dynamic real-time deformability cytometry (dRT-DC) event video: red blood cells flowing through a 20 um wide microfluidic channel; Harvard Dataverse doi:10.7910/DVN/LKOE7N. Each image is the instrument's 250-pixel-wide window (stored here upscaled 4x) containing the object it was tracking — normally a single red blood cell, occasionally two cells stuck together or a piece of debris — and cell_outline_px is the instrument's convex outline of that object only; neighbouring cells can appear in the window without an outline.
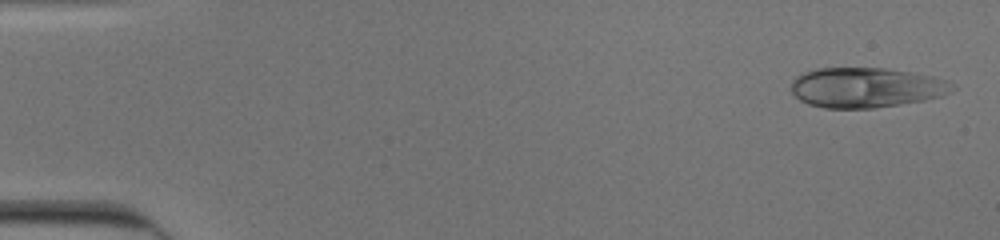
{"species": "human", "species_latin": "Homo sapiens", "temperature_condition": "cold", "stored_images_in_passage": 51, "camera_frame_rate_fps": 3000, "um_per_image_px": 0.085, "donor": {"sex": "male"}, "frame": {"image": 1, "passage_image": 2, "time_ms": 0.333, "image_size_px": [1000, 240], "cell_outline_px": [[956, 88], [944, 96], [924, 100], [900, 104], [872, 108], [824, 108], [808, 104], [800, 100], [792, 92], [792, 80], [796, 76], [804, 72], [816, 68], [884, 68], [912, 72], [936, 76], [948, 80], [956, 84]], "centroid_in_image_um": [73.67, 7.43], "position_along_channel_um": 11.3, "area_um2": 37.92}}
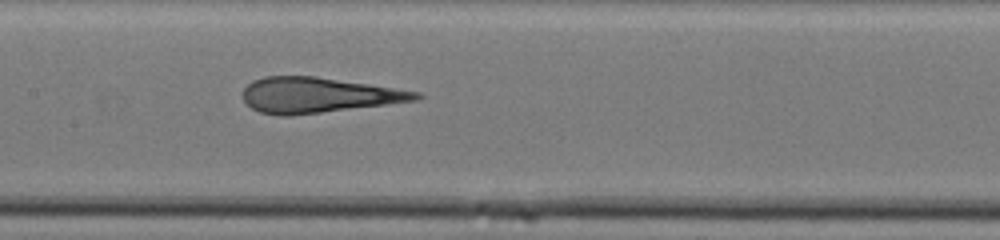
{"frame": {"image": 2, "passage_image": 26, "time_ms": 8.333, "image_size_px": [1000, 240], "cell_outline_px": [[424, 96], [416, 100], [288, 116], [280, 116], [260, 112], [252, 108], [244, 100], [244, 88], [252, 80], [264, 76], [316, 76], [420, 92]], "centroid_in_image_um": [27.0, 8.07], "position_along_channel_um": 180.4, "area_um2": 35.08}}
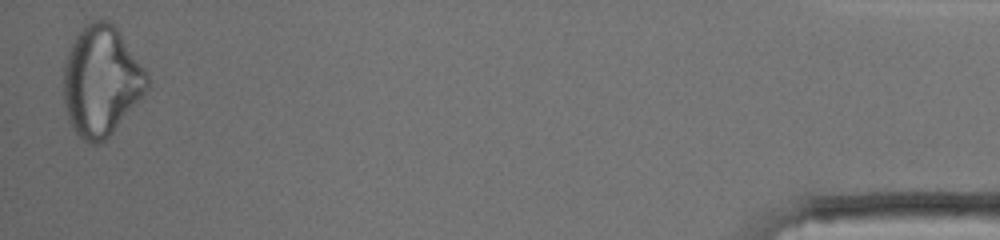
{"frame": {"image": 3, "passage_image": 51, "time_ms": 16.667, "image_size_px": [1000, 240], "cell_outline_px": [[148, 88], [112, 132], [100, 144], [88, 144], [72, 128], [68, 120], [64, 104], [64, 64], [68, 52], [76, 36], [92, 20], [108, 20], [116, 28], [144, 68], [148, 76]], "centroid_in_image_um": [8.58, 6.91], "position_along_channel_um": 426.6, "area_um2": 52.66}, "authors_computed_cell_mechanics": {"area_um2": 37.3388, "velocity_mm_per_s": 3.9548, "shape_relaxation_time_tau1_ms": null, "shape_relaxation_time_tau2_ms": 1.3043, "deformation_change_tau1": null, "deformation_change_tau2": 0.1085}}